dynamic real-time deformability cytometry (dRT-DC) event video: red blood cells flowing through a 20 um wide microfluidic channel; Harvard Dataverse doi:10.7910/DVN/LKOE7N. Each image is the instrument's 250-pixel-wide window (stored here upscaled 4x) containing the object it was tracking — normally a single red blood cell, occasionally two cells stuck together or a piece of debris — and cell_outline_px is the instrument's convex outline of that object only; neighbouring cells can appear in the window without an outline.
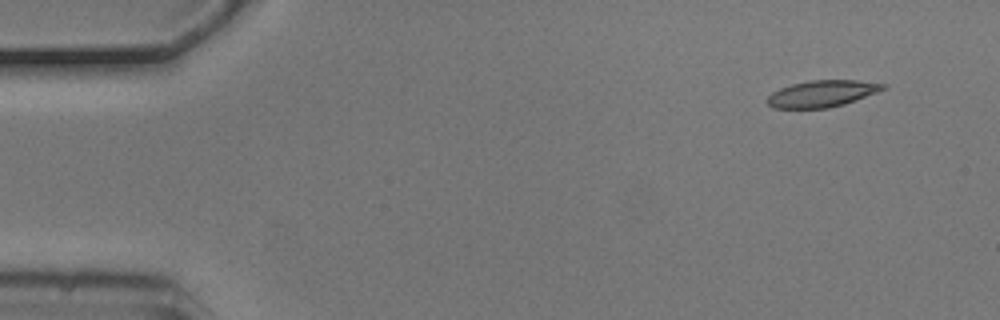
{"species": "common noctule bat (a hibernating species)", "species_latin": "Nyctalus noctula", "temperature_condition": "cold", "stored_images_in_passage": 4, "camera_frame_rate_fps": 3000, "um_per_image_px": 0.085, "animal": {"sex": "male", "body_mass_g": 20.5, "forearm_length_mm": 52.5}, "frame": {"image": 1, "passage_image": 1, "time_ms": 0.0, "image_size_px": [1000, 320], "cell_outline_px": [[888, 84], [884, 88], [876, 92], [844, 104], [828, 108], [772, 108], [768, 104], [768, 96], [772, 92], [780, 88], [792, 84], [812, 80], [856, 80]], "centroid_in_image_um": [69.85, 7.96], "position_along_channel_um": 15.1, "area_um2": 17.74}}
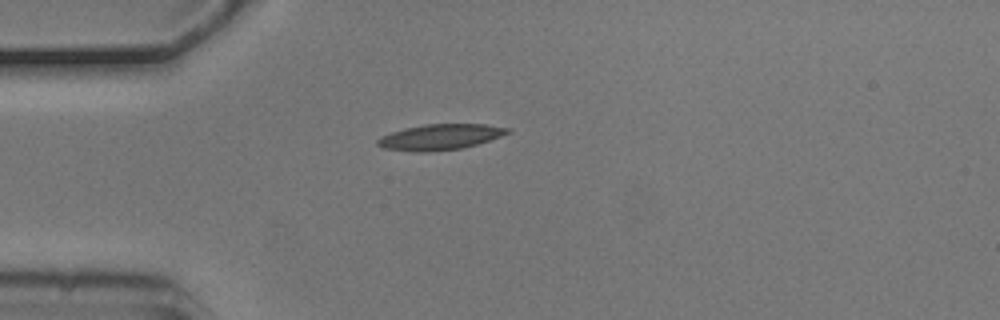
{"frame": {"image": 2, "passage_image": 4, "time_ms": 1.0, "image_size_px": [1000, 320], "cell_outline_px": [[512, 132], [464, 148], [428, 152], [412, 152], [384, 148], [376, 144], [376, 140], [380, 136], [404, 128], [424, 124], [484, 124], [512, 128]], "centroid_in_image_um": [37.4, 11.64], "position_along_channel_um": 47.6, "area_um2": 19.59}}